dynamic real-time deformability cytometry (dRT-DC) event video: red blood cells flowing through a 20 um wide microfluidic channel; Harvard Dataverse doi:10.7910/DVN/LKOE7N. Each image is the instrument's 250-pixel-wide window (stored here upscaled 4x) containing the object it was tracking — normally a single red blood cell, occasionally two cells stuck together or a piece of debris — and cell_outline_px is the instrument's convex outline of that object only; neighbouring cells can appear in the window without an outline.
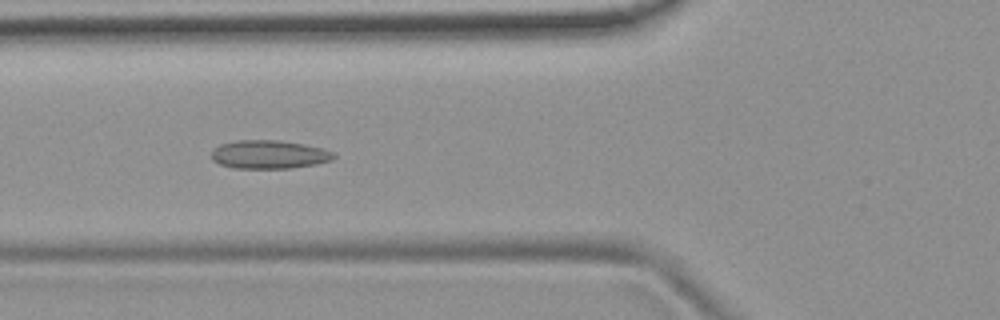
{"species": "common noctule bat (a hibernating species)", "species_latin": "Nyctalus noctula", "temperature_condition": "room temperature", "stored_images_in_passage": 40, "camera_frame_rate_fps": 3000, "um_per_image_px": 0.085, "animal": {"sex": "female", "body_mass_g": 19.9}, "frame": {"image": 1, "passage_image": 7, "time_ms": 2.0, "image_size_px": [1000, 320], "cell_outline_px": [[336, 156], [332, 160], [316, 164], [288, 168], [232, 168], [220, 164], [212, 160], [212, 148], [220, 144], [236, 140], [280, 140], [304, 144], [324, 148], [336, 152]], "centroid_in_image_um": [22.89, 13.12], "position_along_channel_um": 102.9, "area_um2": 20.52}}
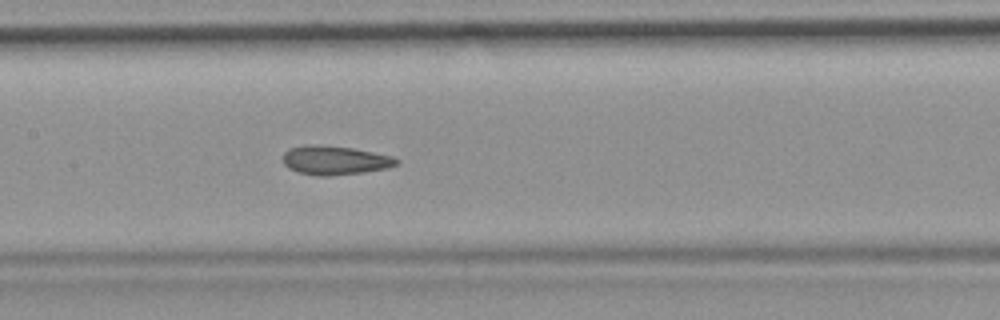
{"frame": {"image": 2, "passage_image": 13, "time_ms": 4.0, "image_size_px": [1000, 320], "cell_outline_px": [[400, 164], [388, 168], [364, 172], [328, 176], [316, 176], [300, 172], [288, 168], [284, 164], [284, 152], [288, 148], [308, 144], [320, 144], [352, 148], [392, 156], [400, 160]], "centroid_in_image_um": [28.48, 13.62], "position_along_channel_um": 178.9, "area_um2": 19.31}}
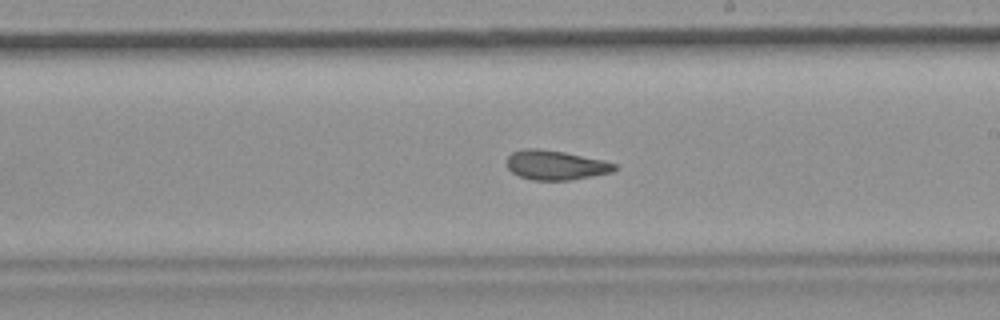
{"frame": {"image": 3, "passage_image": 18, "time_ms": 5.667, "image_size_px": [1000, 320], "cell_outline_px": [[616, 168], [612, 172], [572, 180], [532, 180], [520, 176], [512, 172], [508, 168], [508, 156], [512, 152], [524, 148], [536, 148], [564, 152], [604, 160], [616, 164]], "centroid_in_image_um": [47.23, 14.03], "position_along_channel_um": 241.8, "area_um2": 18.44}, "authors_computed_cell_mechanics": {"area_um2": 19.2185, "velocity_mm_per_s": 3.793, "shape_relaxation_time_tau1_ms": null, "shape_relaxation_time_tau2_ms": 2.3746, "deformation_change_tau1": null, "deformation_change_tau2": 0.0869}}